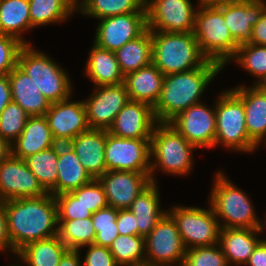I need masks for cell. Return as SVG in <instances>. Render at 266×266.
<instances>
[{"mask_svg": "<svg viewBox=\"0 0 266 266\" xmlns=\"http://www.w3.org/2000/svg\"><path fill=\"white\" fill-rule=\"evenodd\" d=\"M8 220L12 253L31 242L58 234V209L49 192L41 197L12 199L2 202Z\"/></svg>", "mask_w": 266, "mask_h": 266, "instance_id": "1", "label": "cell"}, {"mask_svg": "<svg viewBox=\"0 0 266 266\" xmlns=\"http://www.w3.org/2000/svg\"><path fill=\"white\" fill-rule=\"evenodd\" d=\"M222 69L219 63L207 60L194 70L166 75L160 98L154 106L157 121L169 122L192 105L201 103L202 93Z\"/></svg>", "mask_w": 266, "mask_h": 266, "instance_id": "2", "label": "cell"}, {"mask_svg": "<svg viewBox=\"0 0 266 266\" xmlns=\"http://www.w3.org/2000/svg\"><path fill=\"white\" fill-rule=\"evenodd\" d=\"M152 63L166 76L201 67L208 59L201 53L193 32L151 31Z\"/></svg>", "mask_w": 266, "mask_h": 266, "instance_id": "3", "label": "cell"}, {"mask_svg": "<svg viewBox=\"0 0 266 266\" xmlns=\"http://www.w3.org/2000/svg\"><path fill=\"white\" fill-rule=\"evenodd\" d=\"M195 148L168 122H158L150 138V157L156 161L150 163L151 182L156 183L153 175L158 168L168 174H188L193 167L191 154Z\"/></svg>", "mask_w": 266, "mask_h": 266, "instance_id": "4", "label": "cell"}, {"mask_svg": "<svg viewBox=\"0 0 266 266\" xmlns=\"http://www.w3.org/2000/svg\"><path fill=\"white\" fill-rule=\"evenodd\" d=\"M199 5L195 14L194 36L201 53L223 68L236 55V42L217 5Z\"/></svg>", "mask_w": 266, "mask_h": 266, "instance_id": "5", "label": "cell"}, {"mask_svg": "<svg viewBox=\"0 0 266 266\" xmlns=\"http://www.w3.org/2000/svg\"><path fill=\"white\" fill-rule=\"evenodd\" d=\"M209 197L210 206L221 228L259 229L261 222L256 217L249 197L220 171L216 173Z\"/></svg>", "mask_w": 266, "mask_h": 266, "instance_id": "6", "label": "cell"}, {"mask_svg": "<svg viewBox=\"0 0 266 266\" xmlns=\"http://www.w3.org/2000/svg\"><path fill=\"white\" fill-rule=\"evenodd\" d=\"M17 66L31 78L50 103L70 97L72 86L67 73L46 54L34 50L32 45L21 49Z\"/></svg>", "mask_w": 266, "mask_h": 266, "instance_id": "7", "label": "cell"}, {"mask_svg": "<svg viewBox=\"0 0 266 266\" xmlns=\"http://www.w3.org/2000/svg\"><path fill=\"white\" fill-rule=\"evenodd\" d=\"M218 98L215 103V146L222 143L231 150L246 153L254 151L258 146L247 134L243 101L230 89Z\"/></svg>", "mask_w": 266, "mask_h": 266, "instance_id": "8", "label": "cell"}, {"mask_svg": "<svg viewBox=\"0 0 266 266\" xmlns=\"http://www.w3.org/2000/svg\"><path fill=\"white\" fill-rule=\"evenodd\" d=\"M167 213L175 221L186 249L219 244L220 220L211 207L175 206Z\"/></svg>", "mask_w": 266, "mask_h": 266, "instance_id": "9", "label": "cell"}, {"mask_svg": "<svg viewBox=\"0 0 266 266\" xmlns=\"http://www.w3.org/2000/svg\"><path fill=\"white\" fill-rule=\"evenodd\" d=\"M186 250L176 223L168 213L145 237L148 264L174 266L178 263L176 266H182Z\"/></svg>", "mask_w": 266, "mask_h": 266, "instance_id": "10", "label": "cell"}, {"mask_svg": "<svg viewBox=\"0 0 266 266\" xmlns=\"http://www.w3.org/2000/svg\"><path fill=\"white\" fill-rule=\"evenodd\" d=\"M106 171L150 172V139L113 136L106 130Z\"/></svg>", "mask_w": 266, "mask_h": 266, "instance_id": "11", "label": "cell"}, {"mask_svg": "<svg viewBox=\"0 0 266 266\" xmlns=\"http://www.w3.org/2000/svg\"><path fill=\"white\" fill-rule=\"evenodd\" d=\"M145 6L151 31L194 32L197 9L190 0H146Z\"/></svg>", "mask_w": 266, "mask_h": 266, "instance_id": "12", "label": "cell"}, {"mask_svg": "<svg viewBox=\"0 0 266 266\" xmlns=\"http://www.w3.org/2000/svg\"><path fill=\"white\" fill-rule=\"evenodd\" d=\"M196 148L215 146L216 112L204 103L192 105L168 122Z\"/></svg>", "mask_w": 266, "mask_h": 266, "instance_id": "13", "label": "cell"}, {"mask_svg": "<svg viewBox=\"0 0 266 266\" xmlns=\"http://www.w3.org/2000/svg\"><path fill=\"white\" fill-rule=\"evenodd\" d=\"M47 193L23 159L10 154L0 164V199L2 202L41 197Z\"/></svg>", "mask_w": 266, "mask_h": 266, "instance_id": "14", "label": "cell"}, {"mask_svg": "<svg viewBox=\"0 0 266 266\" xmlns=\"http://www.w3.org/2000/svg\"><path fill=\"white\" fill-rule=\"evenodd\" d=\"M89 99L84 100L89 128L107 130L117 114L130 100L124 83L96 86Z\"/></svg>", "mask_w": 266, "mask_h": 266, "instance_id": "15", "label": "cell"}, {"mask_svg": "<svg viewBox=\"0 0 266 266\" xmlns=\"http://www.w3.org/2000/svg\"><path fill=\"white\" fill-rule=\"evenodd\" d=\"M100 20L93 44L113 52L147 29V13H127Z\"/></svg>", "mask_w": 266, "mask_h": 266, "instance_id": "16", "label": "cell"}, {"mask_svg": "<svg viewBox=\"0 0 266 266\" xmlns=\"http://www.w3.org/2000/svg\"><path fill=\"white\" fill-rule=\"evenodd\" d=\"M57 144H68L89 129L84 101L68 99L51 103L44 115Z\"/></svg>", "mask_w": 266, "mask_h": 266, "instance_id": "17", "label": "cell"}, {"mask_svg": "<svg viewBox=\"0 0 266 266\" xmlns=\"http://www.w3.org/2000/svg\"><path fill=\"white\" fill-rule=\"evenodd\" d=\"M222 10L230 35L239 47L252 44V28L266 9L264 0H233L217 4Z\"/></svg>", "mask_w": 266, "mask_h": 266, "instance_id": "18", "label": "cell"}, {"mask_svg": "<svg viewBox=\"0 0 266 266\" xmlns=\"http://www.w3.org/2000/svg\"><path fill=\"white\" fill-rule=\"evenodd\" d=\"M97 179L103 186L108 205L116 209H128L152 183L150 172L106 171Z\"/></svg>", "mask_w": 266, "mask_h": 266, "instance_id": "19", "label": "cell"}, {"mask_svg": "<svg viewBox=\"0 0 266 266\" xmlns=\"http://www.w3.org/2000/svg\"><path fill=\"white\" fill-rule=\"evenodd\" d=\"M157 123L152 106L129 100L117 114L108 133L120 138L150 139Z\"/></svg>", "mask_w": 266, "mask_h": 266, "instance_id": "20", "label": "cell"}, {"mask_svg": "<svg viewBox=\"0 0 266 266\" xmlns=\"http://www.w3.org/2000/svg\"><path fill=\"white\" fill-rule=\"evenodd\" d=\"M68 145L94 179L106 172V130L89 128L77 135Z\"/></svg>", "mask_w": 266, "mask_h": 266, "instance_id": "21", "label": "cell"}, {"mask_svg": "<svg viewBox=\"0 0 266 266\" xmlns=\"http://www.w3.org/2000/svg\"><path fill=\"white\" fill-rule=\"evenodd\" d=\"M57 145L45 116H30L21 135L11 144V154L25 159Z\"/></svg>", "mask_w": 266, "mask_h": 266, "instance_id": "22", "label": "cell"}, {"mask_svg": "<svg viewBox=\"0 0 266 266\" xmlns=\"http://www.w3.org/2000/svg\"><path fill=\"white\" fill-rule=\"evenodd\" d=\"M165 75L153 64L124 76V84L133 101L149 104L154 108L158 102Z\"/></svg>", "mask_w": 266, "mask_h": 266, "instance_id": "23", "label": "cell"}, {"mask_svg": "<svg viewBox=\"0 0 266 266\" xmlns=\"http://www.w3.org/2000/svg\"><path fill=\"white\" fill-rule=\"evenodd\" d=\"M245 108V125L249 138L258 146L266 137V93L254 85L250 88L237 86L231 89ZM266 139V138H265Z\"/></svg>", "mask_w": 266, "mask_h": 266, "instance_id": "24", "label": "cell"}, {"mask_svg": "<svg viewBox=\"0 0 266 266\" xmlns=\"http://www.w3.org/2000/svg\"><path fill=\"white\" fill-rule=\"evenodd\" d=\"M12 101L30 116H44L51 103L18 66L8 73Z\"/></svg>", "mask_w": 266, "mask_h": 266, "instance_id": "25", "label": "cell"}, {"mask_svg": "<svg viewBox=\"0 0 266 266\" xmlns=\"http://www.w3.org/2000/svg\"><path fill=\"white\" fill-rule=\"evenodd\" d=\"M57 170V184L49 192L53 196L71 192L94 179L68 144H59Z\"/></svg>", "mask_w": 266, "mask_h": 266, "instance_id": "26", "label": "cell"}, {"mask_svg": "<svg viewBox=\"0 0 266 266\" xmlns=\"http://www.w3.org/2000/svg\"><path fill=\"white\" fill-rule=\"evenodd\" d=\"M259 229L221 228L219 244L229 264L246 265L254 248L262 240L258 239Z\"/></svg>", "mask_w": 266, "mask_h": 266, "instance_id": "27", "label": "cell"}, {"mask_svg": "<svg viewBox=\"0 0 266 266\" xmlns=\"http://www.w3.org/2000/svg\"><path fill=\"white\" fill-rule=\"evenodd\" d=\"M86 63V73L96 86L119 85L124 83L115 52L96 46L91 48Z\"/></svg>", "mask_w": 266, "mask_h": 266, "instance_id": "28", "label": "cell"}, {"mask_svg": "<svg viewBox=\"0 0 266 266\" xmlns=\"http://www.w3.org/2000/svg\"><path fill=\"white\" fill-rule=\"evenodd\" d=\"M157 183H151L132 202L128 208L135 216L138 236L146 237L167 213L160 209Z\"/></svg>", "mask_w": 266, "mask_h": 266, "instance_id": "29", "label": "cell"}, {"mask_svg": "<svg viewBox=\"0 0 266 266\" xmlns=\"http://www.w3.org/2000/svg\"><path fill=\"white\" fill-rule=\"evenodd\" d=\"M69 248L59 239L58 235L31 242L20 249V261L28 266H58L64 253Z\"/></svg>", "mask_w": 266, "mask_h": 266, "instance_id": "30", "label": "cell"}, {"mask_svg": "<svg viewBox=\"0 0 266 266\" xmlns=\"http://www.w3.org/2000/svg\"><path fill=\"white\" fill-rule=\"evenodd\" d=\"M119 67L124 76L152 63L151 30L146 29L140 36L130 40L116 52Z\"/></svg>", "mask_w": 266, "mask_h": 266, "instance_id": "31", "label": "cell"}, {"mask_svg": "<svg viewBox=\"0 0 266 266\" xmlns=\"http://www.w3.org/2000/svg\"><path fill=\"white\" fill-rule=\"evenodd\" d=\"M30 28L29 0H0V34L12 36L29 45L21 33Z\"/></svg>", "mask_w": 266, "mask_h": 266, "instance_id": "32", "label": "cell"}, {"mask_svg": "<svg viewBox=\"0 0 266 266\" xmlns=\"http://www.w3.org/2000/svg\"><path fill=\"white\" fill-rule=\"evenodd\" d=\"M74 11L70 0H29L31 28L63 22Z\"/></svg>", "mask_w": 266, "mask_h": 266, "instance_id": "33", "label": "cell"}, {"mask_svg": "<svg viewBox=\"0 0 266 266\" xmlns=\"http://www.w3.org/2000/svg\"><path fill=\"white\" fill-rule=\"evenodd\" d=\"M59 144L24 159L42 187L50 192L57 184Z\"/></svg>", "mask_w": 266, "mask_h": 266, "instance_id": "34", "label": "cell"}, {"mask_svg": "<svg viewBox=\"0 0 266 266\" xmlns=\"http://www.w3.org/2000/svg\"><path fill=\"white\" fill-rule=\"evenodd\" d=\"M146 0H86L78 9L86 16L104 19L127 13H147Z\"/></svg>", "mask_w": 266, "mask_h": 266, "instance_id": "35", "label": "cell"}, {"mask_svg": "<svg viewBox=\"0 0 266 266\" xmlns=\"http://www.w3.org/2000/svg\"><path fill=\"white\" fill-rule=\"evenodd\" d=\"M58 237L69 248L80 250L94 243L95 229L92 218L58 220Z\"/></svg>", "mask_w": 266, "mask_h": 266, "instance_id": "36", "label": "cell"}, {"mask_svg": "<svg viewBox=\"0 0 266 266\" xmlns=\"http://www.w3.org/2000/svg\"><path fill=\"white\" fill-rule=\"evenodd\" d=\"M109 249L118 266H137L146 263L143 236L119 235Z\"/></svg>", "mask_w": 266, "mask_h": 266, "instance_id": "37", "label": "cell"}, {"mask_svg": "<svg viewBox=\"0 0 266 266\" xmlns=\"http://www.w3.org/2000/svg\"><path fill=\"white\" fill-rule=\"evenodd\" d=\"M118 209L111 206L102 208L92 213V223L95 229V245L110 247L113 241L119 236L116 225Z\"/></svg>", "mask_w": 266, "mask_h": 266, "instance_id": "38", "label": "cell"}, {"mask_svg": "<svg viewBox=\"0 0 266 266\" xmlns=\"http://www.w3.org/2000/svg\"><path fill=\"white\" fill-rule=\"evenodd\" d=\"M29 117L19 104L11 101L0 114V136L12 144L23 132Z\"/></svg>", "mask_w": 266, "mask_h": 266, "instance_id": "39", "label": "cell"}, {"mask_svg": "<svg viewBox=\"0 0 266 266\" xmlns=\"http://www.w3.org/2000/svg\"><path fill=\"white\" fill-rule=\"evenodd\" d=\"M234 60L259 82L266 76V46L248 44L237 49Z\"/></svg>", "mask_w": 266, "mask_h": 266, "instance_id": "40", "label": "cell"}, {"mask_svg": "<svg viewBox=\"0 0 266 266\" xmlns=\"http://www.w3.org/2000/svg\"><path fill=\"white\" fill-rule=\"evenodd\" d=\"M217 245L187 249L182 266H229L221 246Z\"/></svg>", "mask_w": 266, "mask_h": 266, "instance_id": "41", "label": "cell"}, {"mask_svg": "<svg viewBox=\"0 0 266 266\" xmlns=\"http://www.w3.org/2000/svg\"><path fill=\"white\" fill-rule=\"evenodd\" d=\"M71 193L92 213L109 206L103 186L98 179H93L80 188L72 190Z\"/></svg>", "mask_w": 266, "mask_h": 266, "instance_id": "42", "label": "cell"}, {"mask_svg": "<svg viewBox=\"0 0 266 266\" xmlns=\"http://www.w3.org/2000/svg\"><path fill=\"white\" fill-rule=\"evenodd\" d=\"M58 209V220L86 219L92 212L86 208L71 192L54 196Z\"/></svg>", "mask_w": 266, "mask_h": 266, "instance_id": "43", "label": "cell"}, {"mask_svg": "<svg viewBox=\"0 0 266 266\" xmlns=\"http://www.w3.org/2000/svg\"><path fill=\"white\" fill-rule=\"evenodd\" d=\"M24 46L20 40L0 34V75H8L17 66L19 53Z\"/></svg>", "mask_w": 266, "mask_h": 266, "instance_id": "44", "label": "cell"}, {"mask_svg": "<svg viewBox=\"0 0 266 266\" xmlns=\"http://www.w3.org/2000/svg\"><path fill=\"white\" fill-rule=\"evenodd\" d=\"M82 266H118L108 247L88 245Z\"/></svg>", "mask_w": 266, "mask_h": 266, "instance_id": "45", "label": "cell"}, {"mask_svg": "<svg viewBox=\"0 0 266 266\" xmlns=\"http://www.w3.org/2000/svg\"><path fill=\"white\" fill-rule=\"evenodd\" d=\"M136 218L129 209H118L116 225L119 235H138Z\"/></svg>", "mask_w": 266, "mask_h": 266, "instance_id": "46", "label": "cell"}, {"mask_svg": "<svg viewBox=\"0 0 266 266\" xmlns=\"http://www.w3.org/2000/svg\"><path fill=\"white\" fill-rule=\"evenodd\" d=\"M6 248L11 251V242L8 231V220L3 205H0V250L5 251Z\"/></svg>", "mask_w": 266, "mask_h": 266, "instance_id": "47", "label": "cell"}, {"mask_svg": "<svg viewBox=\"0 0 266 266\" xmlns=\"http://www.w3.org/2000/svg\"><path fill=\"white\" fill-rule=\"evenodd\" d=\"M252 44L266 46V9L252 28Z\"/></svg>", "mask_w": 266, "mask_h": 266, "instance_id": "48", "label": "cell"}, {"mask_svg": "<svg viewBox=\"0 0 266 266\" xmlns=\"http://www.w3.org/2000/svg\"><path fill=\"white\" fill-rule=\"evenodd\" d=\"M246 264L247 266H266V241L262 239L257 244Z\"/></svg>", "mask_w": 266, "mask_h": 266, "instance_id": "49", "label": "cell"}, {"mask_svg": "<svg viewBox=\"0 0 266 266\" xmlns=\"http://www.w3.org/2000/svg\"><path fill=\"white\" fill-rule=\"evenodd\" d=\"M11 101V87L8 75H0V114Z\"/></svg>", "mask_w": 266, "mask_h": 266, "instance_id": "50", "label": "cell"}, {"mask_svg": "<svg viewBox=\"0 0 266 266\" xmlns=\"http://www.w3.org/2000/svg\"><path fill=\"white\" fill-rule=\"evenodd\" d=\"M79 250L68 249L62 256L58 266H82Z\"/></svg>", "mask_w": 266, "mask_h": 266, "instance_id": "51", "label": "cell"}, {"mask_svg": "<svg viewBox=\"0 0 266 266\" xmlns=\"http://www.w3.org/2000/svg\"><path fill=\"white\" fill-rule=\"evenodd\" d=\"M11 154V144L0 136V164Z\"/></svg>", "mask_w": 266, "mask_h": 266, "instance_id": "52", "label": "cell"}, {"mask_svg": "<svg viewBox=\"0 0 266 266\" xmlns=\"http://www.w3.org/2000/svg\"><path fill=\"white\" fill-rule=\"evenodd\" d=\"M233 0H199L200 5H217L221 3H226Z\"/></svg>", "mask_w": 266, "mask_h": 266, "instance_id": "53", "label": "cell"}, {"mask_svg": "<svg viewBox=\"0 0 266 266\" xmlns=\"http://www.w3.org/2000/svg\"><path fill=\"white\" fill-rule=\"evenodd\" d=\"M261 92L266 93V76L263 77L259 82L253 83Z\"/></svg>", "mask_w": 266, "mask_h": 266, "instance_id": "54", "label": "cell"}, {"mask_svg": "<svg viewBox=\"0 0 266 266\" xmlns=\"http://www.w3.org/2000/svg\"><path fill=\"white\" fill-rule=\"evenodd\" d=\"M72 5L78 9L86 0H81V3H79L80 1H77V0H70Z\"/></svg>", "mask_w": 266, "mask_h": 266, "instance_id": "55", "label": "cell"}, {"mask_svg": "<svg viewBox=\"0 0 266 266\" xmlns=\"http://www.w3.org/2000/svg\"><path fill=\"white\" fill-rule=\"evenodd\" d=\"M137 266H161V265H152V264H148V263H143V264H139Z\"/></svg>", "mask_w": 266, "mask_h": 266, "instance_id": "56", "label": "cell"}, {"mask_svg": "<svg viewBox=\"0 0 266 266\" xmlns=\"http://www.w3.org/2000/svg\"><path fill=\"white\" fill-rule=\"evenodd\" d=\"M264 225L266 226V220H265V223L264 224H262V223L260 224V227H259V231L260 232L263 231V228H264L263 226ZM263 241H266V240H263Z\"/></svg>", "mask_w": 266, "mask_h": 266, "instance_id": "57", "label": "cell"}]
</instances>
